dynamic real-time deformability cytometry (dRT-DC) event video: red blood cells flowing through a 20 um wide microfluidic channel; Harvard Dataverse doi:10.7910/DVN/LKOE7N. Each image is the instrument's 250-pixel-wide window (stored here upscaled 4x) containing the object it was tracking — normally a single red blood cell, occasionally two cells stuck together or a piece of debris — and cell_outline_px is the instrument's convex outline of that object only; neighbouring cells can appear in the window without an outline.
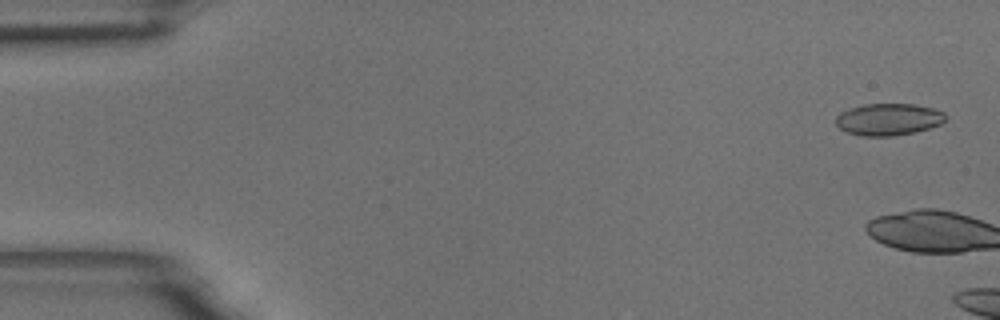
{"species": "common noctule bat (a hibernating species)", "species_latin": "Nyctalus noctula", "temperature_condition": "room temperature", "stored_images_in_passage": 4, "camera_frame_rate_fps": 3000, "um_per_image_px": 0.085, "animal": {"sex": "male", "body_mass_g": 18.8}, "frame": {"image": 1, "passage_image": 2, "time_ms": 0.333, "image_size_px": [1000, 320], "cell_outline_px": [[948, 116], [940, 124], [916, 132], [892, 136], [864, 136], [848, 132], [840, 128], [836, 124], [836, 116], [840, 112], [848, 108], [864, 104], [912, 104], [932, 108], [944, 112]], "centroid_in_image_um": [75.51, 10.14], "position_along_channel_um": 9.5, "area_um2": 20.4}}